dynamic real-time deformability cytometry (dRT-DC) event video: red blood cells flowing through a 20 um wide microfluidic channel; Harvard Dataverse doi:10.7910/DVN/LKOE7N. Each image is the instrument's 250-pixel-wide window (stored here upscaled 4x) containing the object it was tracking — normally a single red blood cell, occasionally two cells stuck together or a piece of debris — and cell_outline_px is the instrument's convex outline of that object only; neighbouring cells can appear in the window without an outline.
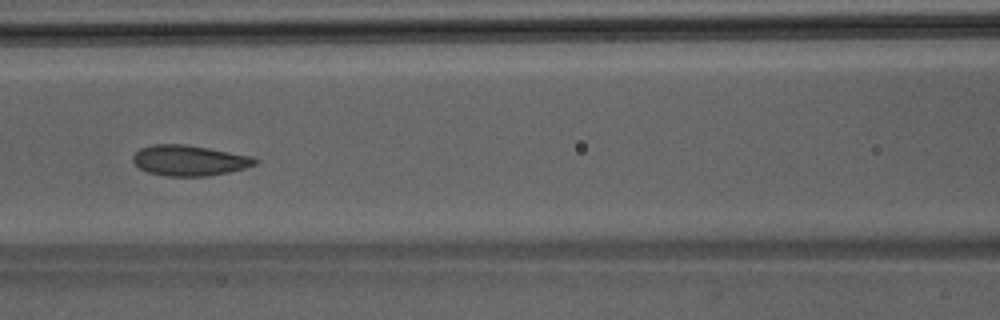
{"species": "Egyptian fruit bat (a non-hibernating species)", "species_latin": "Rousettus aegyptiacus", "temperature_condition": "room temperature", "stored_images_in_passage": 48, "camera_frame_rate_fps": 3000, "um_per_image_px": 0.085, "animal": {"sex": "male"}, "frame": {"image": 1, "passage_image": 21, "time_ms": 6.667, "image_size_px": [1000, 320], "cell_outline_px": [[260, 160], [256, 164], [244, 168], [228, 172], [208, 176], [168, 176], [148, 172], [140, 168], [132, 160], [132, 156], [140, 148], [152, 144], [184, 144], [208, 148], [252, 156]], "centroid_in_image_um": [16.09, 13.63], "position_along_channel_um": 150.5, "area_um2": 21.68}}
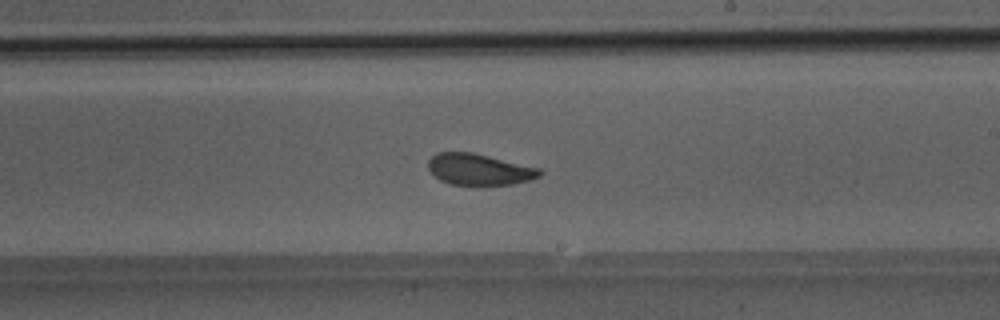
{"frame": {"image": 2, "passage_image": 28, "time_ms": 9.0, "image_size_px": [1000, 320], "cell_outline_px": [[544, 172], [540, 176], [532, 180], [512, 184], [452, 184], [440, 180], [428, 168], [428, 160], [436, 152], [472, 152], [540, 168]], "centroid_in_image_um": [40.76, 14.39], "position_along_channel_um": 248.2, "area_um2": 20.17}}
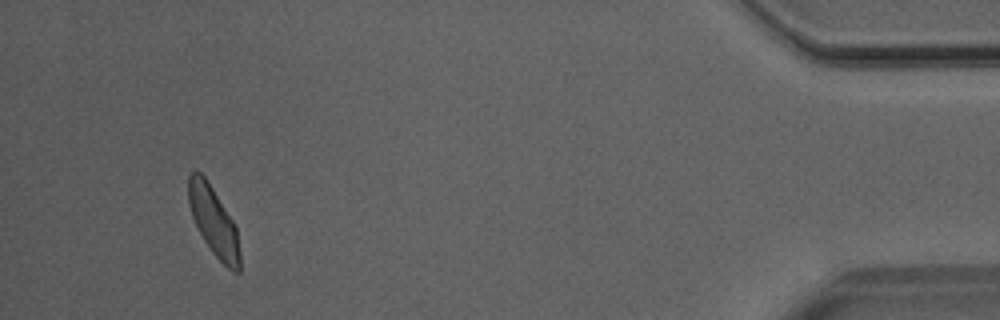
{"frame": {"image": 3, "passage_image": 45, "time_ms": 14.667, "image_size_px": [1000, 320], "cell_outline_px": [[240, 272], [232, 272], [212, 252], [204, 240], [192, 216], [188, 204], [188, 176], [192, 172], [200, 172], [208, 180], [232, 220], [236, 228], [240, 252]], "centroid_in_image_um": [18.16, 18.82], "position_along_channel_um": 417.0, "area_um2": 20.4}}